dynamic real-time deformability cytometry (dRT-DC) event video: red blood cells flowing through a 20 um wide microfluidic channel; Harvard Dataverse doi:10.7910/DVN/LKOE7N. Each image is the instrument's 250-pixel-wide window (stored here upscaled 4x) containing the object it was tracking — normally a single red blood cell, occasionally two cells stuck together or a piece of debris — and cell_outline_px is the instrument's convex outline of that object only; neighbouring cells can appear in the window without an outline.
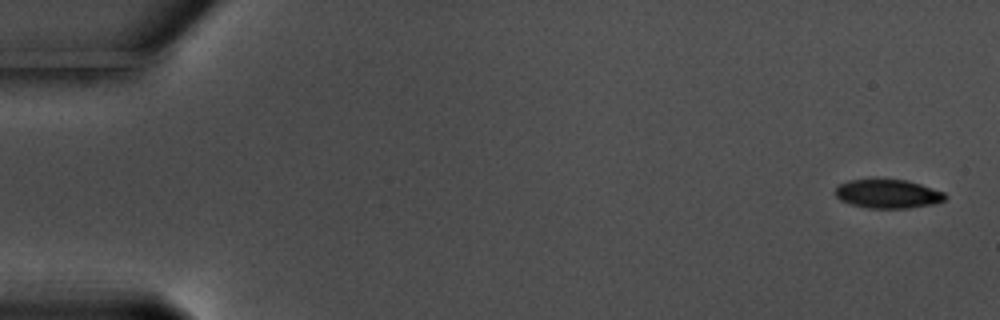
{"species": "common noctule bat (a hibernating species)", "species_latin": "Nyctalus noctula", "temperature_condition": "warm", "stored_images_in_passage": 16, "camera_frame_rate_fps": 3000, "um_per_image_px": 0.085, "animal": {"sex": "male", "body_mass_g": 17.5, "forearm_length_mm": 52.3}, "frame": {"image": 1, "passage_image": 1, "time_ms": 0.0, "image_size_px": [1000, 320], "cell_outline_px": [[948, 196], [944, 200], [932, 204], [908, 208], [868, 208], [848, 204], [840, 200], [836, 196], [836, 188], [840, 184], [848, 180], [872, 176], [904, 180], [920, 184], [944, 192]], "centroid_in_image_um": [75.41, 16.43], "position_along_channel_um": 9.6, "area_um2": 19.07}}
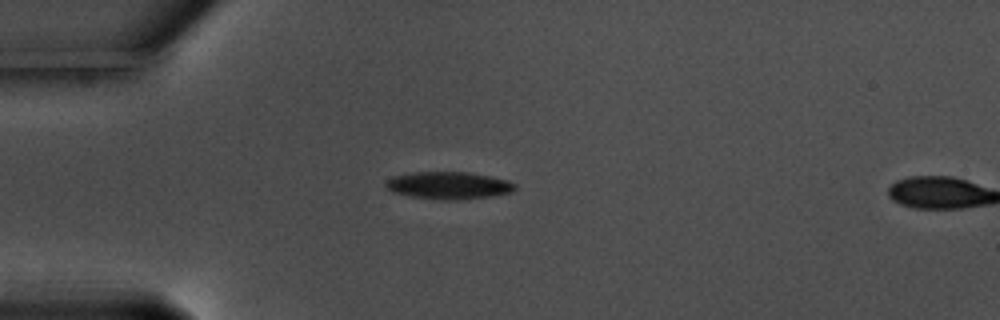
{"frame": {"image": 2, "passage_image": 15, "time_ms": 4.667, "image_size_px": [1000, 320], "cell_outline_px": [[516, 188], [512, 192], [492, 196], [456, 200], [444, 200], [412, 196], [392, 192], [384, 184], [388, 180], [396, 176], [412, 172], [468, 172], [508, 180], [516, 184]], "centroid_in_image_um": [38.17, 15.76], "position_along_channel_um": 46.8, "area_um2": 20.4}}